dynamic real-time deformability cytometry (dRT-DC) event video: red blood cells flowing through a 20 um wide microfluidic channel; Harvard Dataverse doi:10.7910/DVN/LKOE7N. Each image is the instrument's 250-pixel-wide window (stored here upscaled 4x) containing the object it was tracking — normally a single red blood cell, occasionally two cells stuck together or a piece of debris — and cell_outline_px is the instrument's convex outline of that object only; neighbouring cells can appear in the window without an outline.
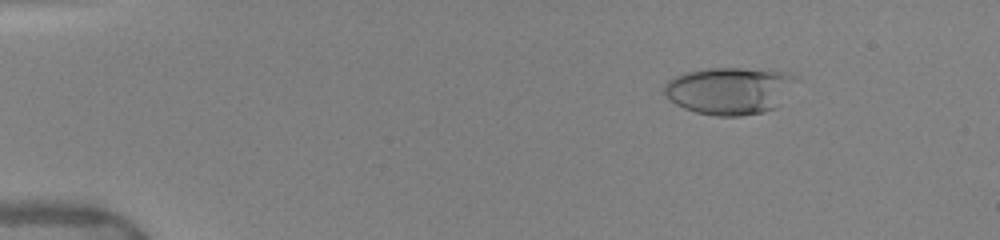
{"species": "human", "species_latin": "Homo sapiens", "temperature_condition": "warm", "stored_images_in_passage": 51, "camera_frame_rate_fps": 3000, "um_per_image_px": 0.085, "donor": {"sex": "female"}, "frame": {"image": 1, "passage_image": 8, "time_ms": 2.333, "image_size_px": [1000, 240], "cell_outline_px": [[800, 80], [776, 108], [764, 112], [740, 116], [716, 116], [696, 112], [684, 108], [676, 104], [664, 92], [664, 84], [668, 80], [684, 72], [708, 68], [768, 68], [784, 72], [796, 76]], "centroid_in_image_um": [62.08, 7.68], "position_along_channel_um": 22.9, "area_um2": 36.82}}
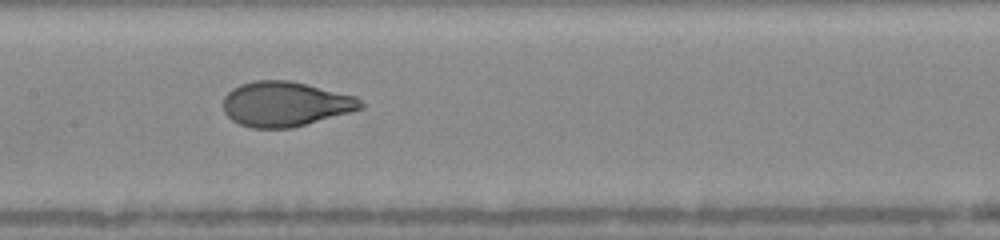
{"frame": {"image": 2, "passage_image": 27, "time_ms": 8.667, "image_size_px": [1000, 240], "cell_outline_px": [[364, 108], [352, 112], [292, 128], [252, 128], [240, 124], [232, 120], [224, 112], [224, 96], [232, 88], [240, 84], [252, 80], [288, 80], [356, 96], [364, 104]], "centroid_in_image_um": [24.25, 8.84], "position_along_channel_um": 183.1, "area_um2": 36.01}}
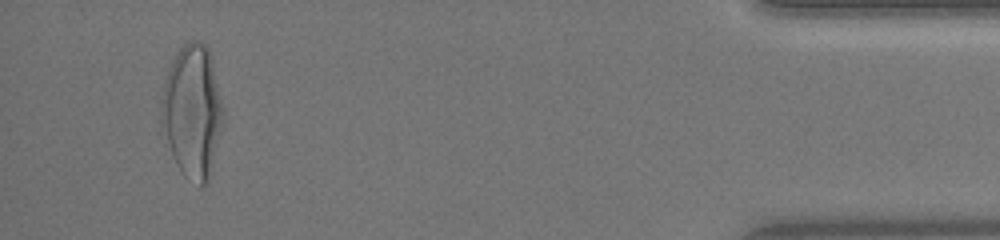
{"frame": {"image": 3, "passage_image": 49, "time_ms": 16.0, "image_size_px": [1000, 240], "cell_outline_px": [[224, 120], [212, 168], [208, 180], [200, 188], [184, 176], [180, 172], [176, 164], [160, 124], [160, 108], [164, 80], [168, 68], [176, 52], [184, 44], [192, 40], [200, 40], [208, 48], [212, 56], [224, 108]], "centroid_in_image_um": [16.36, 9.45], "position_along_channel_um": 418.8, "area_um2": 48.73}, "authors_computed_cell_mechanics": {"area_um2": 36.0672, "velocity_mm_per_s": 4.0399, "shape_relaxation_time_tau1_ms": 4.1032, "shape_relaxation_time_tau2_ms": null, "deformation_change_tau1": 0.2068, "deformation_change_tau2": null}}